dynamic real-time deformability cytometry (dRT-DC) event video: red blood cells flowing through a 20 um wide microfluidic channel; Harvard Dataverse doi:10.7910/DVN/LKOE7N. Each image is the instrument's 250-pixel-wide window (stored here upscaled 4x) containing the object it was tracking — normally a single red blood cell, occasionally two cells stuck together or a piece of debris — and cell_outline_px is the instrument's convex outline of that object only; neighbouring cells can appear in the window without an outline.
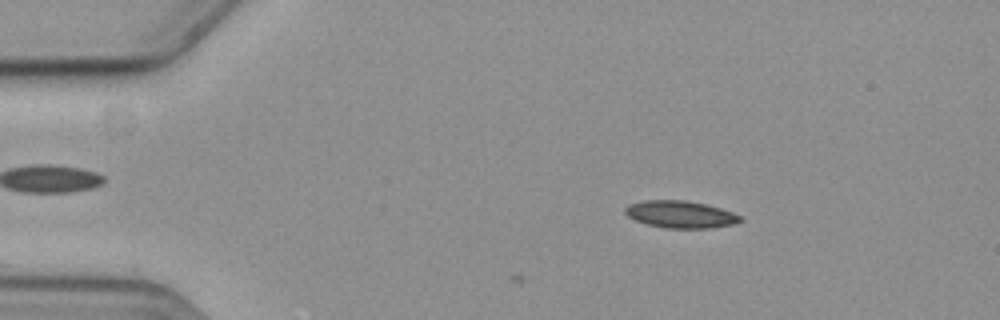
{"species": "common noctule bat (a hibernating species)", "species_latin": "Nyctalus noctula", "temperature_condition": "cold", "stored_images_in_passage": 2, "camera_frame_rate_fps": 3000, "um_per_image_px": 0.085, "animal": {"sex": "female", "body_mass_g": 19.3, "forearm_length_mm": 54.1}, "frame": {"image": 1, "passage_image": 2, "time_ms": 0.333, "image_size_px": [1000, 320], "cell_outline_px": [[744, 220], [732, 224], [712, 228], [664, 228], [648, 224], [636, 220], [628, 216], [624, 212], [624, 208], [628, 204], [644, 200], [684, 200], [704, 204], [720, 208], [744, 216]], "centroid_in_image_um": [57.85, 18.22], "position_along_channel_um": 27.1, "area_um2": 18.26}}